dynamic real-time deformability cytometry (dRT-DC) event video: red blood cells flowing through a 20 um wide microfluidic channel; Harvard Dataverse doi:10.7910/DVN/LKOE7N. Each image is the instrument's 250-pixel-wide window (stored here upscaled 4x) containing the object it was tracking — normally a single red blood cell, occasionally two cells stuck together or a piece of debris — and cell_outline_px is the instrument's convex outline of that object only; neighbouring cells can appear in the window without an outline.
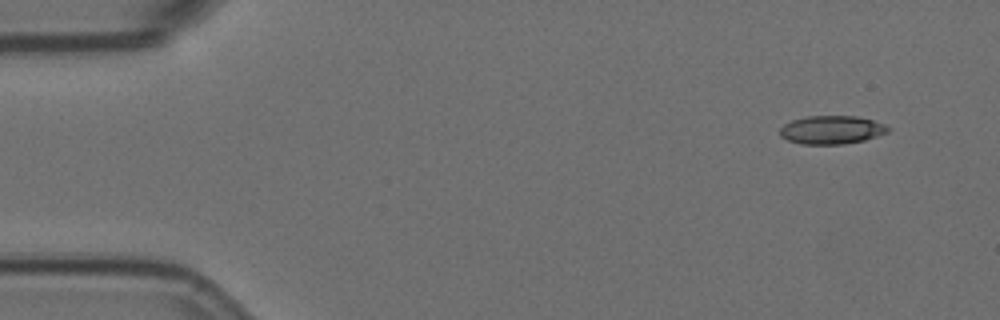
{"species": "Egyptian fruit bat (a non-hibernating species)", "species_latin": "Rousettus aegyptiacus", "temperature_condition": "room temperature", "stored_images_in_passage": 7, "camera_frame_rate_fps": 3000, "um_per_image_px": 0.085, "animal": {"sex": "female"}, "frame": {"image": 1, "passage_image": 1, "time_ms": 0.0, "image_size_px": [1000, 320], "cell_outline_px": [[892, 128], [888, 132], [864, 140], [844, 144], [800, 144], [788, 140], [780, 136], [780, 128], [784, 124], [792, 120], [808, 116], [856, 116], [872, 120], [884, 124]], "centroid_in_image_um": [70.69, 11.04], "position_along_channel_um": 14.3, "area_um2": 17.86}}
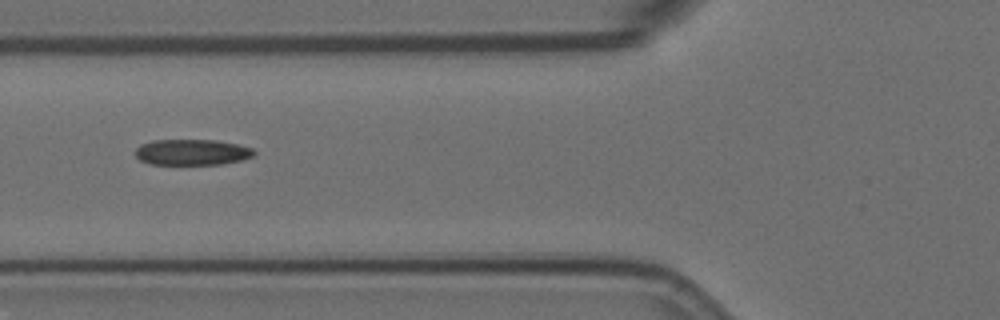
{"frame": {"image": 2, "passage_image": 6, "time_ms": 1.667, "image_size_px": [1000, 320], "cell_outline_px": [[256, 152], [252, 156], [244, 160], [220, 164], [152, 164], [140, 160], [136, 156], [136, 148], [140, 144], [152, 140], [216, 140], [236, 144], [252, 148]], "centroid_in_image_um": [16.32, 12.93], "position_along_channel_um": 109.5, "area_um2": 17.86}}
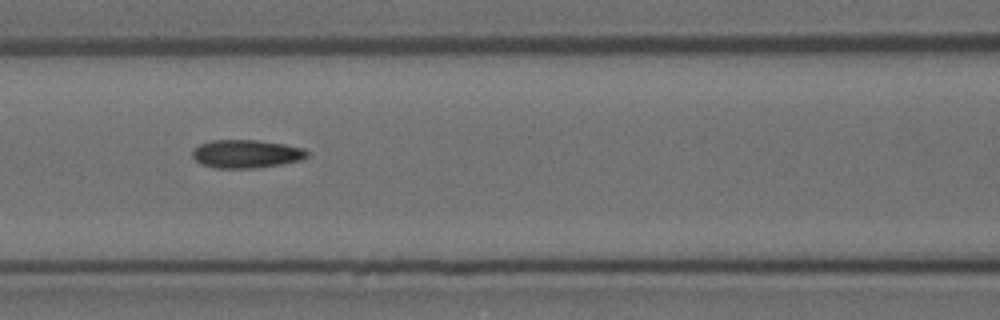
{"frame": {"image": 3, "passage_image": 7, "time_ms": 2.0, "image_size_px": [1000, 320], "cell_outline_px": [[308, 156], [300, 160], [280, 164], [252, 168], [216, 168], [200, 164], [192, 156], [192, 148], [200, 144], [212, 140], [260, 140], [284, 144], [304, 148], [308, 152]], "centroid_in_image_um": [20.9, 13.07], "position_along_channel_um": 145.7, "area_um2": 18.9}}